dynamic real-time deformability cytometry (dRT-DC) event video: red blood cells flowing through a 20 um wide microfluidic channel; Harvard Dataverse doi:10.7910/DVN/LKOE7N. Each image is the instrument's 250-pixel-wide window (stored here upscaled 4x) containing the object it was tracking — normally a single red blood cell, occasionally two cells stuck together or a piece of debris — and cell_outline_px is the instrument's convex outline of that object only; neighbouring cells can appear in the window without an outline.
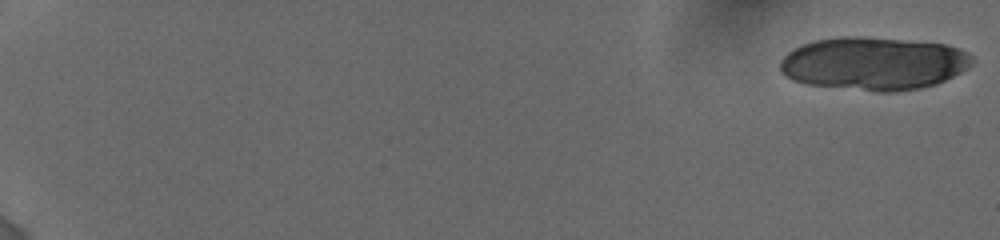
{"species": "human", "species_latin": "Homo sapiens", "temperature_condition": "cold", "stored_images_in_passage": 24, "camera_frame_rate_fps": 3000, "um_per_image_px": 0.085, "donor": {"sex": "female"}, "frame": {"image": 1, "passage_image": 1, "time_ms": 0.0, "image_size_px": [1000, 240], "cell_outline_px": [[976, 60], [968, 68], [936, 84], [920, 88], [896, 92], [876, 92], [804, 84], [792, 80], [780, 68], [780, 60], [788, 52], [804, 44], [816, 40], [840, 36], [864, 36], [944, 44], [960, 48], [968, 52]], "centroid_in_image_um": [74.28, 5.4], "position_along_channel_um": 10.7, "area_um2": 59.59}}